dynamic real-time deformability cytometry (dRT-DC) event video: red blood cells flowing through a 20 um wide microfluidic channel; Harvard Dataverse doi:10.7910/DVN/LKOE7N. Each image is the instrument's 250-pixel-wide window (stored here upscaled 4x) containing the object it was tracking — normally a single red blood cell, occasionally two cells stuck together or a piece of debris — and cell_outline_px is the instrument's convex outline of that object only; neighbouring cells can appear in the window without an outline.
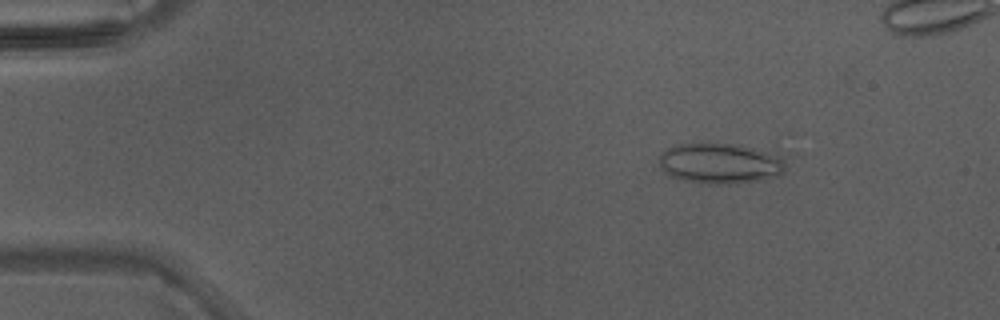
{"species": "Egyptian fruit bat (a non-hibernating species)", "species_latin": "Rousettus aegyptiacus", "temperature_condition": "warm", "stored_images_in_passage": 27, "camera_frame_rate_fps": 3000, "um_per_image_px": 0.085, "animal": {"sex": "male"}, "frame": {"image": 1, "passage_image": 6, "time_ms": 1.667, "image_size_px": [1000, 320], "cell_outline_px": [[784, 172], [776, 176], [764, 180], [728, 184], [708, 184], [688, 180], [672, 176], [660, 164], [660, 156], [668, 148], [680, 144], [740, 144], [768, 152], [780, 156], [784, 160]], "centroid_in_image_um": [61.28, 13.89], "position_along_channel_um": 23.7, "area_um2": 29.3}}
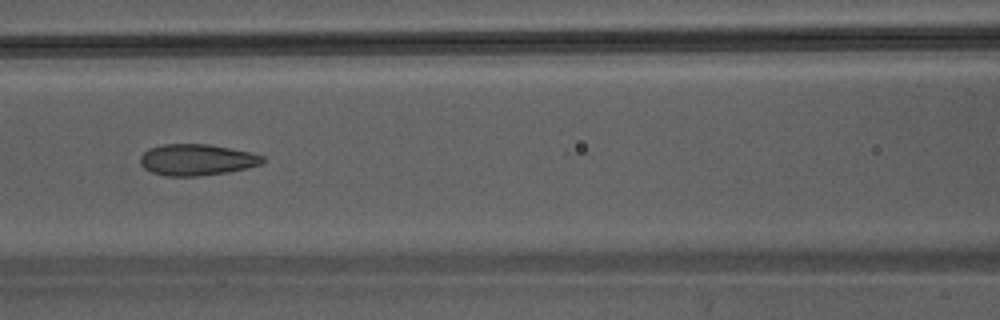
{"frame": {"image": 2, "passage_image": 20, "time_ms": 6.333, "image_size_px": [1000, 320], "cell_outline_px": [[264, 160], [260, 164], [228, 172], [196, 176], [168, 176], [152, 172], [144, 168], [140, 164], [140, 156], [148, 148], [160, 144], [208, 144], [252, 152], [264, 156]], "centroid_in_image_um": [16.69, 13.57], "position_along_channel_um": 149.9, "area_um2": 22.31}}
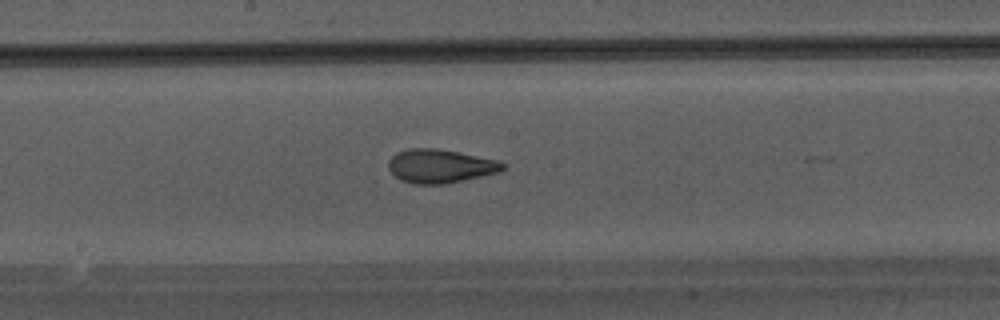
{"frame": {"image": 3, "passage_image": 24, "time_ms": 7.667, "image_size_px": [1000, 320], "cell_outline_px": [[508, 164], [500, 172], [448, 184], [412, 184], [400, 180], [388, 168], [388, 160], [396, 152], [408, 148], [436, 148], [496, 160]], "centroid_in_image_um": [37.41, 14.13], "position_along_channel_um": 210.8, "area_um2": 22.54}}